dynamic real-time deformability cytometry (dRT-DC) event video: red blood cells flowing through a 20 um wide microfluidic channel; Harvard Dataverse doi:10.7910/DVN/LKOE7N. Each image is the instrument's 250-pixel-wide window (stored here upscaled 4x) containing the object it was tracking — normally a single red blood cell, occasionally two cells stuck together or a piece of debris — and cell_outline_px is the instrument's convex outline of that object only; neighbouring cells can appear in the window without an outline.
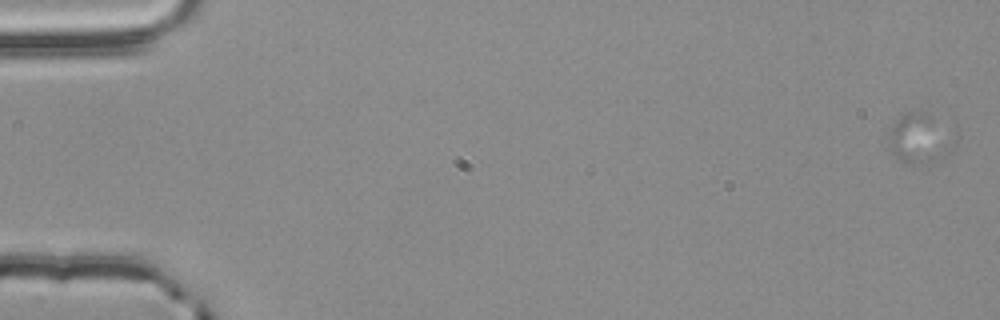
{"species": "common noctule bat (a hibernating species)", "species_latin": "Nyctalus noctula", "temperature_condition": "room temperature", "stored_images_in_passage": 4, "camera_frame_rate_fps": 3000, "um_per_image_px": 0.085, "animal": {"sex": "male", "body_mass_g": 20.4}, "frame": {"image": 1, "passage_image": 3, "time_ms": 0.667, "image_size_px": [1000, 320], "cell_outline_px": [[956, 144], [944, 156], [936, 160], [924, 164], [904, 160], [896, 156], [888, 148], [888, 128], [904, 112], [924, 112], [956, 124]], "centroid_in_image_um": [78.3, 11.67], "position_along_channel_um": 6.7, "area_um2": 20.17}}